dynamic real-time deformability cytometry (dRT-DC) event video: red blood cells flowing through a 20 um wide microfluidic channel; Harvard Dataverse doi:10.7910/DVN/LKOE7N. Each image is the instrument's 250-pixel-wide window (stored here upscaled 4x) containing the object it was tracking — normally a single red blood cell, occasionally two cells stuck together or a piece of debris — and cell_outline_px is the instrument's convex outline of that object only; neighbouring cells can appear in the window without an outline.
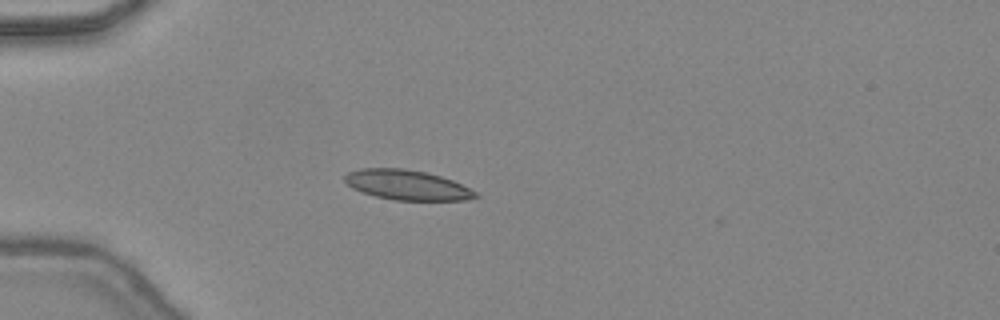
{"species": "common noctule bat (a hibernating species)", "species_latin": "Nyctalus noctula", "temperature_condition": "warm", "stored_images_in_passage": 34, "camera_frame_rate_fps": 3000, "um_per_image_px": 0.085, "animal": {"sex": "female", "body_mass_g": 24.6, "forearm_length_mm": 56.2}, "frame": {"image": 1, "passage_image": 1, "time_ms": 0.0, "image_size_px": [1000, 320], "cell_outline_px": [[480, 196], [464, 200], [396, 200], [376, 196], [352, 188], [344, 180], [344, 176], [348, 172], [360, 168], [404, 168], [424, 172], [440, 176], [452, 180], [476, 192]], "centroid_in_image_um": [34.58, 15.71], "position_along_channel_um": 50.4, "area_um2": 22.54}}
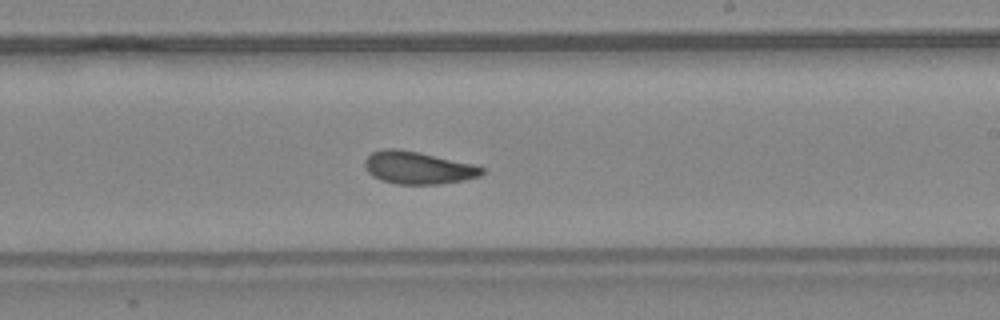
{"frame": {"image": 2, "passage_image": 16, "time_ms": 5.0, "image_size_px": [1000, 320], "cell_outline_px": [[484, 172], [480, 176], [464, 180], [440, 184], [396, 184], [380, 180], [372, 176], [364, 168], [364, 160], [372, 152], [384, 148], [396, 148], [416, 152], [472, 164], [484, 168]], "centroid_in_image_um": [35.48, 14.27], "position_along_channel_um": 253.5, "area_um2": 22.08}}
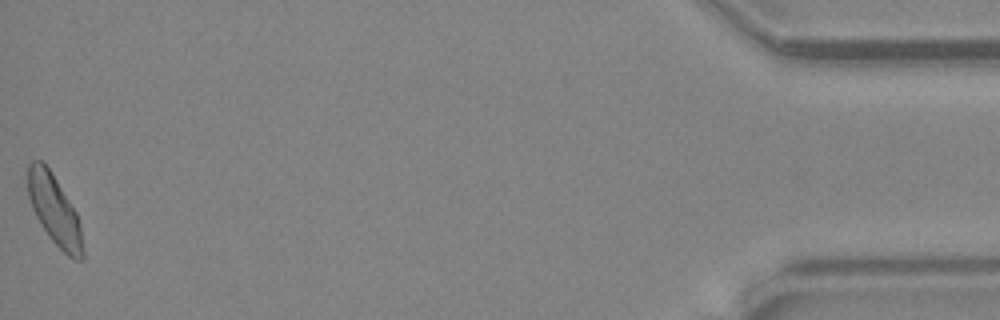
{"frame": {"image": 3, "passage_image": 34, "time_ms": 11.0, "image_size_px": [1000, 320], "cell_outline_px": [[84, 256], [80, 260], [76, 260], [68, 256], [48, 236], [40, 224], [32, 208], [28, 196], [28, 164], [32, 160], [40, 160], [48, 168], [56, 180], [76, 212], [80, 224], [84, 252]], "centroid_in_image_um": [4.63, 17.88], "position_along_channel_um": 430.6, "area_um2": 22.08}, "authors_computed_cell_mechanics": {"area_um2": 22.2241, "velocity_mm_per_s": 4.4555, "shape_relaxation_time_tau1_ms": 8.2319, "shape_relaxation_time_tau2_ms": 1.8999, "deformation_change_tau1": 0.1847, "deformation_change_tau2": 0.0775}}